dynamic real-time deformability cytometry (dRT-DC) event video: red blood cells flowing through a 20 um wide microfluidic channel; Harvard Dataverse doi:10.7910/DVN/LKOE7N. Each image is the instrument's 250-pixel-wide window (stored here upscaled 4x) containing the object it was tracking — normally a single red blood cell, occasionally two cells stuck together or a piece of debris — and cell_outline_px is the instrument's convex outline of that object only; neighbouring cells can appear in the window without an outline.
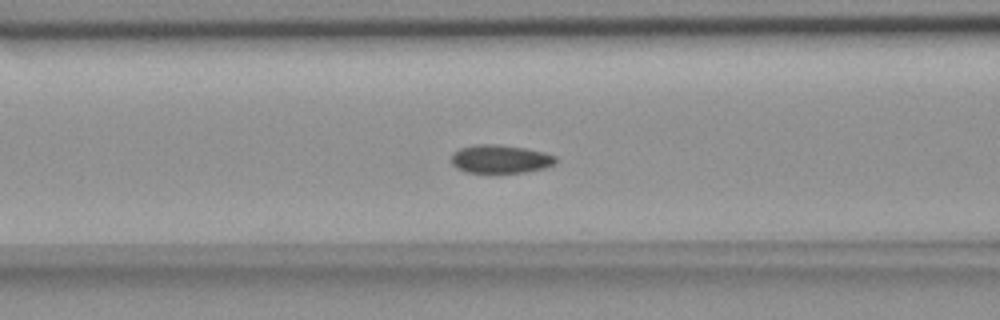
{"species": "common noctule bat (a hibernating species)", "species_latin": "Nyctalus noctula", "temperature_condition": "room temperature", "stored_images_in_passage": 39, "camera_frame_rate_fps": 3000, "um_per_image_px": 0.085, "animal": {"sex": "female", "body_mass_g": 18.4}, "frame": {"image": 1, "passage_image": 5, "time_ms": 1.333, "image_size_px": [1000, 320], "cell_outline_px": [[556, 164], [544, 168], [524, 172], [464, 172], [456, 168], [452, 164], [452, 152], [460, 148], [476, 144], [496, 144], [524, 148], [544, 152], [556, 156]], "centroid_in_image_um": [42.52, 13.51], "position_along_channel_um": 124.1, "area_um2": 17.22}}
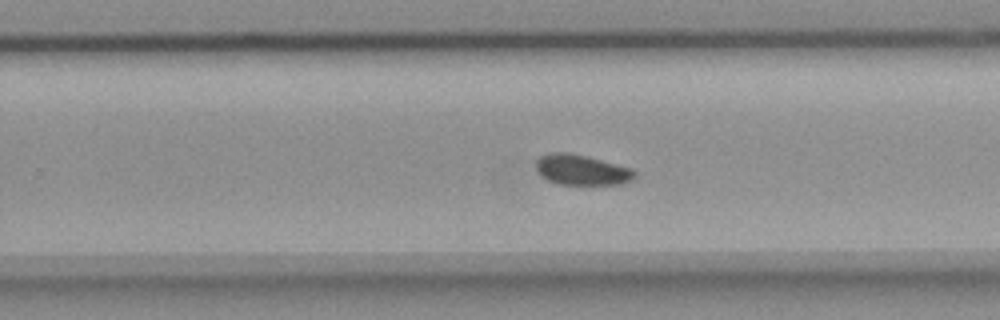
{"frame": {"image": 2, "passage_image": 18, "time_ms": 5.667, "image_size_px": [1000, 320], "cell_outline_px": [[636, 176], [632, 180], [620, 184], [556, 184], [548, 180], [536, 168], [536, 160], [540, 156], [548, 152], [568, 152], [632, 168], [636, 172]], "centroid_in_image_um": [49.44, 14.44], "position_along_channel_um": 280.4, "area_um2": 17.28}}
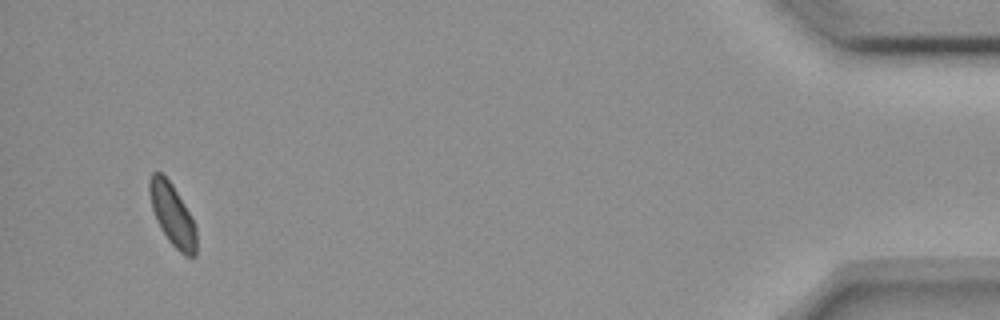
{"frame": {"image": 3, "passage_image": 36, "time_ms": 11.667, "image_size_px": [1000, 320], "cell_outline_px": [[196, 256], [184, 256], [168, 240], [160, 228], [156, 220], [152, 208], [148, 192], [148, 180], [152, 172], [160, 172], [172, 184], [184, 204], [196, 228]], "centroid_in_image_um": [14.62, 18.25], "position_along_channel_um": 420.6, "area_um2": 16.82}}